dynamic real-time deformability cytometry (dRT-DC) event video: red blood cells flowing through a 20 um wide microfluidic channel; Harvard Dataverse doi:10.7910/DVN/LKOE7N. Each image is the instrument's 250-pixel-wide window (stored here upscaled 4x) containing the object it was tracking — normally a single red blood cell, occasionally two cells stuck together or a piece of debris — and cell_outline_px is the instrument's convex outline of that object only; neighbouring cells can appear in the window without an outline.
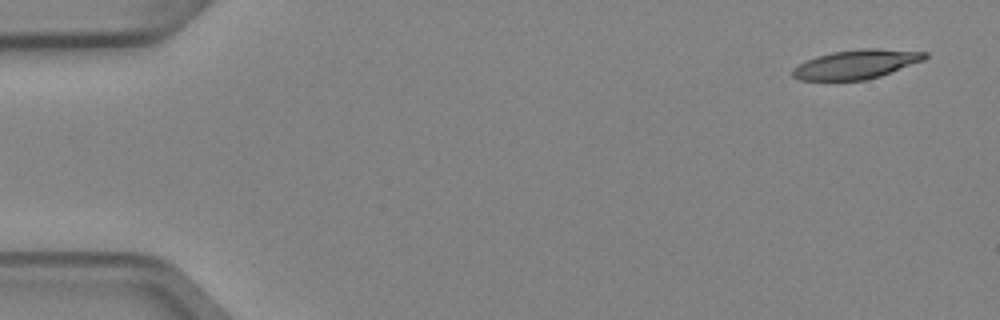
{"species": "Egyptian fruit bat (a non-hibernating species)", "species_latin": "Rousettus aegyptiacus", "temperature_condition": "cold", "stored_images_in_passage": 6, "camera_frame_rate_fps": 3000, "um_per_image_px": 0.085, "animal": {"sex": "female"}, "frame": {"image": 1, "passage_image": 1, "time_ms": 0.0, "image_size_px": [1000, 320], "cell_outline_px": [[928, 56], [924, 60], [880, 76], [864, 80], [800, 80], [792, 76], [792, 68], [816, 56], [832, 52], [860, 48], [876, 48], [928, 52]], "centroid_in_image_um": [72.79, 5.45], "position_along_channel_um": 12.2, "area_um2": 22.37}}
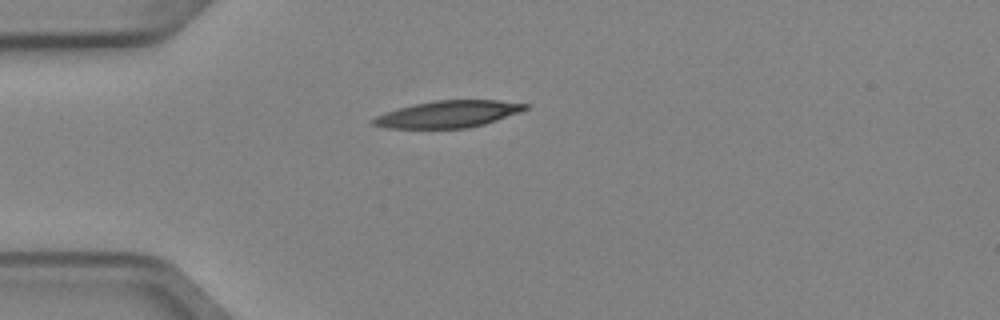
{"frame": {"image": 2, "passage_image": 4, "time_ms": 1.0, "image_size_px": [1000, 320], "cell_outline_px": [[528, 108], [520, 112], [484, 124], [468, 128], [384, 128], [372, 124], [372, 120], [376, 116], [384, 112], [396, 108], [412, 104], [432, 100], [496, 100], [528, 104]], "centroid_in_image_um": [38.05, 9.69], "position_along_channel_um": 47.0, "area_um2": 23.87}}
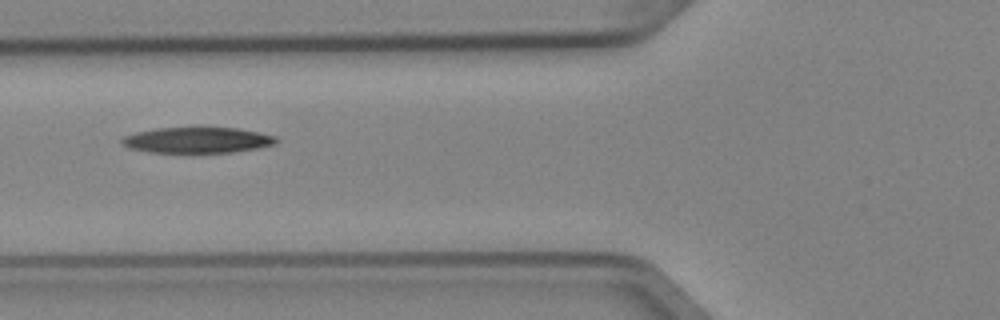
{"frame": {"image": 3, "passage_image": 6, "time_ms": 1.667, "image_size_px": [1000, 320], "cell_outline_px": [[280, 140], [276, 144], [260, 148], [232, 152], [192, 156], [148, 152], [128, 148], [120, 144], [120, 140], [124, 136], [136, 132], [156, 128], [236, 128], [276, 136]], "centroid_in_image_um": [16.74, 11.97], "position_along_channel_um": 109.1, "area_um2": 24.39}}